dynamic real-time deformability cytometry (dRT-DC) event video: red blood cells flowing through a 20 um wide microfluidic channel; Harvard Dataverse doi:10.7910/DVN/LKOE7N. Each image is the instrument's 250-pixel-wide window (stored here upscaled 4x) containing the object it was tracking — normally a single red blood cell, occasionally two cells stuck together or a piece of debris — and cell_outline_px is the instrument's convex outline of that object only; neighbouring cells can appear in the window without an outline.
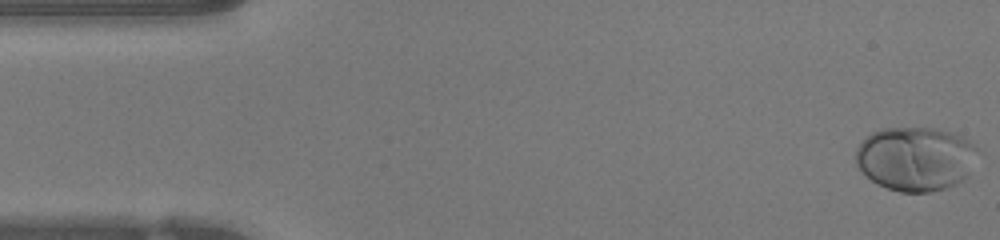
{"species": "human", "species_latin": "Homo sapiens", "temperature_condition": "warm", "stored_images_in_passage": 47, "camera_frame_rate_fps": 3000, "um_per_image_px": 0.085, "donor": {"sex": "female"}, "frame": {"image": 1, "passage_image": 1, "time_ms": 0.0, "image_size_px": [1000, 240], "cell_outline_px": [[968, 144], [964, 176], [960, 180], [944, 188], [928, 192], [900, 192], [888, 188], [872, 180], [856, 164], [856, 152], [860, 144], [872, 132], [884, 128], [932, 128], [956, 136]], "centroid_in_image_um": [77.59, 13.5], "position_along_channel_um": 7.4, "area_um2": 42.54}}
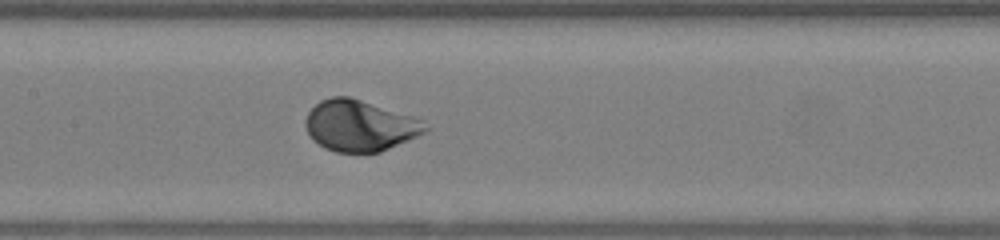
{"frame": {"image": 2, "passage_image": 22, "time_ms": 7.0, "image_size_px": [1000, 240], "cell_outline_px": [[428, 128], [424, 132], [416, 136], [380, 152], [336, 152], [324, 148], [308, 132], [304, 124], [308, 112], [320, 100], [332, 96], [348, 96], [420, 120]], "centroid_in_image_um": [30.51, 10.69], "position_along_channel_um": 176.9, "area_um2": 34.62}}
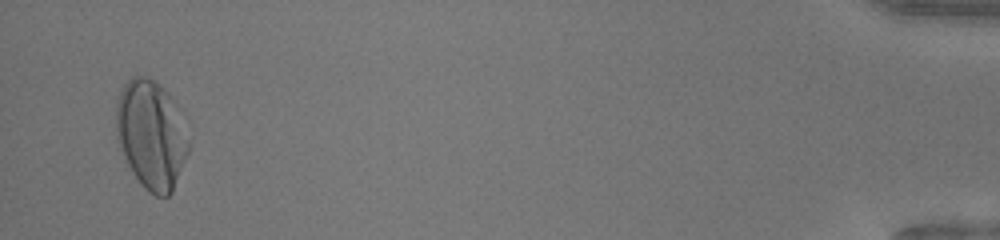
{"frame": {"image": 3, "passage_image": 46, "time_ms": 15.0, "image_size_px": [1000, 240], "cell_outline_px": [[188, 152], [172, 192], [168, 196], [156, 196], [148, 192], [144, 188], [132, 172], [124, 156], [120, 144], [116, 128], [116, 104], [120, 92], [124, 84], [132, 76], [148, 76], [168, 96], [188, 144]], "centroid_in_image_um": [12.78, 11.5], "position_along_channel_um": 422.4, "area_um2": 43.99}}